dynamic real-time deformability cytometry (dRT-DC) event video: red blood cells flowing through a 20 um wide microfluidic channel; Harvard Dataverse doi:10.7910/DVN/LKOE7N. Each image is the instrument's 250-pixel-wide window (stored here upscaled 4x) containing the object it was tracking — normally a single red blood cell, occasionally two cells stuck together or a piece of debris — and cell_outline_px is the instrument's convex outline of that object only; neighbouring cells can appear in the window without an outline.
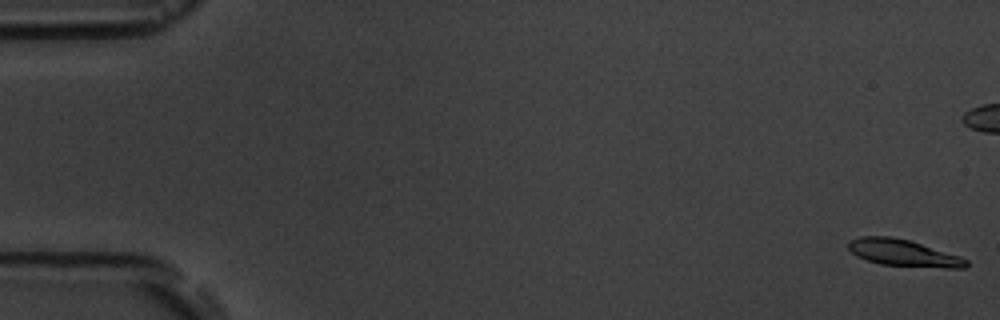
{"species": "common noctule bat (a hibernating species)", "species_latin": "Nyctalus noctula", "temperature_condition": "room temperature", "stored_images_in_passage": 6, "camera_frame_rate_fps": 3000, "um_per_image_px": 0.085, "animal": {"sex": "male", "body_mass_g": 19.5, "forearm_length_mm": 54.6}, "frame": {"image": 1, "passage_image": 1, "time_ms": 0.0, "image_size_px": [1000, 320], "cell_outline_px": [[968, 264], [964, 268], [944, 268], [880, 264], [856, 256], [848, 248], [848, 240], [860, 236], [892, 236], [908, 240], [960, 256], [968, 260]], "centroid_in_image_um": [76.76, 21.49], "position_along_channel_um": 8.2, "area_um2": 18.26}}
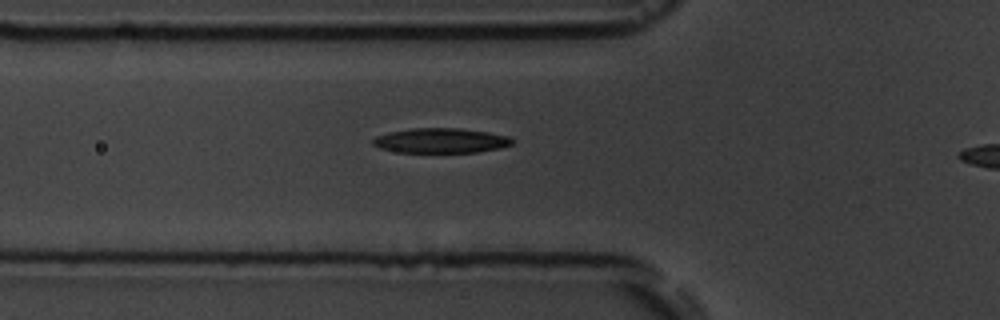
{"frame": {"image": 2, "passage_image": 6, "time_ms": 7.667, "image_size_px": [1000, 320], "cell_outline_px": [[516, 140], [512, 144], [500, 148], [476, 152], [400, 152], [380, 148], [372, 144], [372, 140], [376, 136], [388, 132], [412, 128], [460, 128], [488, 132], [508, 136]], "centroid_in_image_um": [37.48, 11.94], "position_along_channel_um": 88.3, "area_um2": 20.17}}